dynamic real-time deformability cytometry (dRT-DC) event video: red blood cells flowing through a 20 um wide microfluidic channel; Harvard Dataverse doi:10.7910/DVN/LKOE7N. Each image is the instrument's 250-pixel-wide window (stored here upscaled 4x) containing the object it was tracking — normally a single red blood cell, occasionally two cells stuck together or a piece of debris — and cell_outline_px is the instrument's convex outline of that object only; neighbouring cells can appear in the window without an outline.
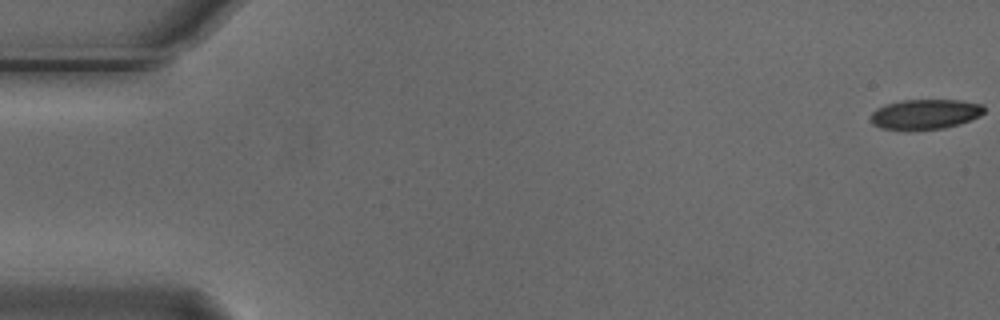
{"species": "Egyptian fruit bat (a non-hibernating species)", "species_latin": "Rousettus aegyptiacus", "temperature_condition": "cold", "stored_images_in_passage": 5, "camera_frame_rate_fps": 3000, "um_per_image_px": 0.085, "animal": {"sex": "male"}, "frame": {"image": 1, "passage_image": 1, "time_ms": 0.0, "image_size_px": [1000, 320], "cell_outline_px": [[984, 112], [980, 116], [960, 124], [944, 128], [908, 132], [880, 128], [872, 124], [872, 112], [876, 108], [888, 104], [904, 100], [960, 100], [984, 104]], "centroid_in_image_um": [78.64, 9.74], "position_along_channel_um": 6.4, "area_um2": 20.29}}
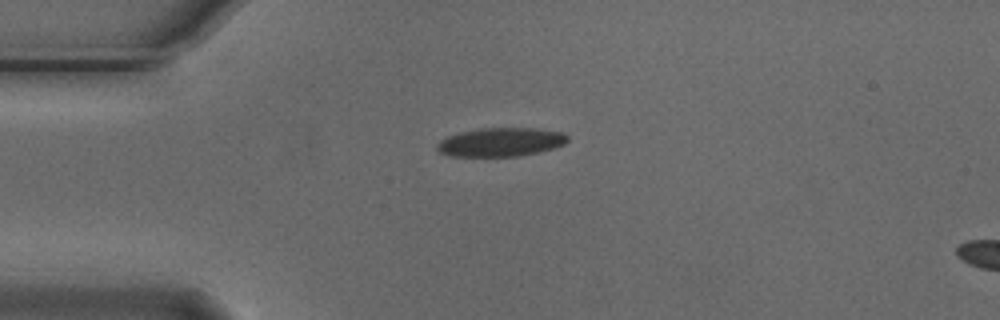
{"frame": {"image": 2, "passage_image": 4, "time_ms": 1.0, "image_size_px": [1000, 320], "cell_outline_px": [[568, 140], [564, 144], [552, 148], [520, 156], [448, 156], [440, 152], [436, 148], [436, 144], [440, 140], [448, 136], [460, 132], [480, 128], [536, 128], [564, 132], [568, 136]], "centroid_in_image_um": [42.55, 12.07], "position_along_channel_um": 42.4, "area_um2": 21.85}}